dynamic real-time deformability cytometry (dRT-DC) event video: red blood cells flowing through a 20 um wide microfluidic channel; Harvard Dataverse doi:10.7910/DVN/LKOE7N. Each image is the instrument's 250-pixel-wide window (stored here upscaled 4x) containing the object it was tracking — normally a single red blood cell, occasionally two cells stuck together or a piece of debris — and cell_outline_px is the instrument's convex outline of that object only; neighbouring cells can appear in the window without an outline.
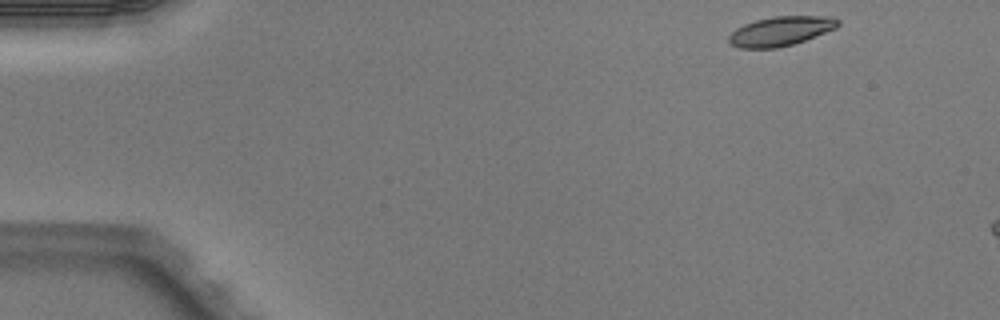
{"species": "Egyptian fruit bat (a non-hibernating species)", "species_latin": "Rousettus aegyptiacus", "temperature_condition": "warm", "stored_images_in_passage": 4, "camera_frame_rate_fps": 3000, "um_per_image_px": 0.085, "animal": {"sex": "male"}, "frame": {"image": 1, "passage_image": 1, "time_ms": 0.0, "image_size_px": [1000, 320], "cell_outline_px": [[840, 24], [836, 28], [804, 40], [792, 44], [776, 48], [740, 48], [728, 44], [728, 36], [736, 28], [744, 24], [756, 20], [772, 16], [832, 16], [840, 20]], "centroid_in_image_um": [66.34, 2.64], "position_along_channel_um": 18.7, "area_um2": 18.73}}